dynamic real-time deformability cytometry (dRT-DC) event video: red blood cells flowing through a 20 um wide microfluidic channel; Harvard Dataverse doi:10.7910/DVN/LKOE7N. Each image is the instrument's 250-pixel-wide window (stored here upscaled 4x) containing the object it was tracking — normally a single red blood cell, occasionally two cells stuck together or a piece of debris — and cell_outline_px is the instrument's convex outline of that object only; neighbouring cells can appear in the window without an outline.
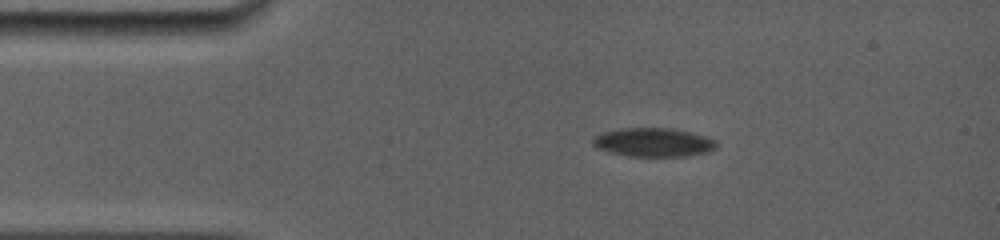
{"species": "common noctule bat (a hibernating species)", "species_latin": "Nyctalus noctula", "temperature_condition": "room temperature", "stored_images_in_passage": 50, "camera_frame_rate_fps": 5000, "um_per_image_px": 0.085, "animal": {"sex": "female", "body_mass_g": 19.0, "forearm_length_mm": 56.7}, "frame": {"image": 1, "passage_image": 1, "time_ms": 0.0, "image_size_px": [1000, 240], "cell_outline_px": [[716, 148], [708, 152], [688, 156], [628, 156], [596, 148], [592, 144], [592, 140], [596, 136], [604, 132], [620, 128], [672, 128], [692, 132], [708, 136], [716, 140]], "centroid_in_image_um": [55.58, 12.09], "position_along_channel_um": 29.4, "area_um2": 20.81}}
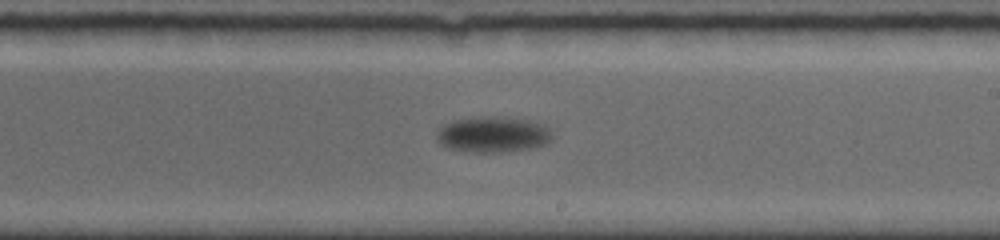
{"frame": {"image": 2, "passage_image": 29, "time_ms": 7.4, "image_size_px": [1000, 240], "cell_outline_px": [[552, 140], [544, 144], [528, 148], [496, 152], [476, 152], [448, 148], [440, 144], [436, 136], [436, 132], [444, 124], [452, 120], [480, 116], [500, 116], [528, 120], [540, 124], [548, 128], [552, 136]], "centroid_in_image_um": [41.85, 11.41], "position_along_channel_um": 247.1, "area_um2": 23.93}}
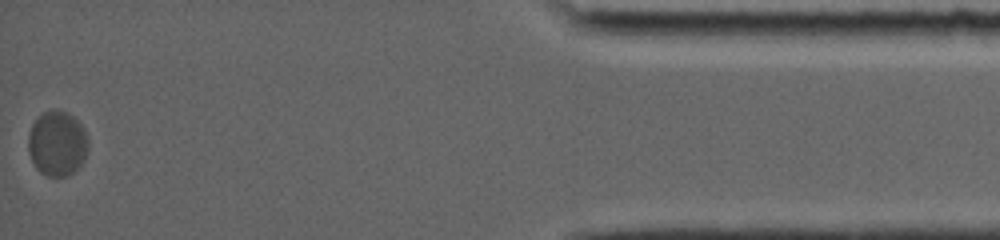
{"frame": {"image": 3, "passage_image": 50, "time_ms": 14.6, "image_size_px": [1000, 240], "cell_outline_px": [[88, 152], [80, 168], [68, 176], [48, 176], [40, 172], [36, 168], [28, 152], [28, 132], [32, 124], [44, 112], [52, 108], [56, 108], [68, 112], [80, 124], [88, 136]], "centroid_in_image_um": [4.88, 12.2], "position_along_channel_um": 430.3, "area_um2": 23.12}, "authors_computed_cell_mechanics": {"area_um2": 22.6287, "velocity_mm_per_s": 3.5334, "shape_relaxation_time_tau1_ms": 3.5071, "shape_relaxation_time_tau2_ms": null, "deformation_change_tau1": 0.1252, "deformation_change_tau2": null}}